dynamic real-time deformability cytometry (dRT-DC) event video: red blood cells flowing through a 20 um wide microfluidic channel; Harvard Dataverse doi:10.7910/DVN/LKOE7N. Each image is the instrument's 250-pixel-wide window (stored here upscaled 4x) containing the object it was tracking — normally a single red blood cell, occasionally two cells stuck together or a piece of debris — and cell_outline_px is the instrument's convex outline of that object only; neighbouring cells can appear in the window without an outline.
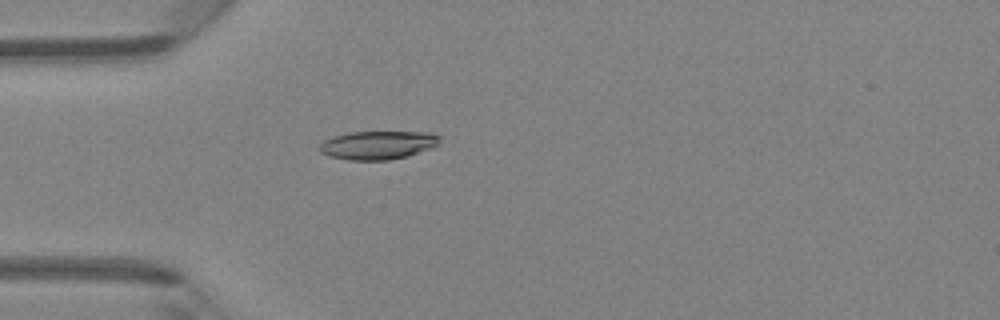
{"species": "Egyptian fruit bat (a non-hibernating species)", "species_latin": "Rousettus aegyptiacus", "temperature_condition": "room temperature", "stored_images_in_passage": 42, "camera_frame_rate_fps": 3000, "um_per_image_px": 0.085, "animal": {"sex": "female"}, "frame": {"image": 1, "passage_image": 9, "time_ms": 2.667, "image_size_px": [1000, 320], "cell_outline_px": [[440, 144], [432, 148], [408, 156], [388, 160], [348, 160], [328, 156], [320, 152], [316, 148], [324, 140], [332, 136], [352, 132], [424, 132], [440, 136]], "centroid_in_image_um": [32.09, 12.34], "position_along_channel_um": 52.9, "area_um2": 20.11}}
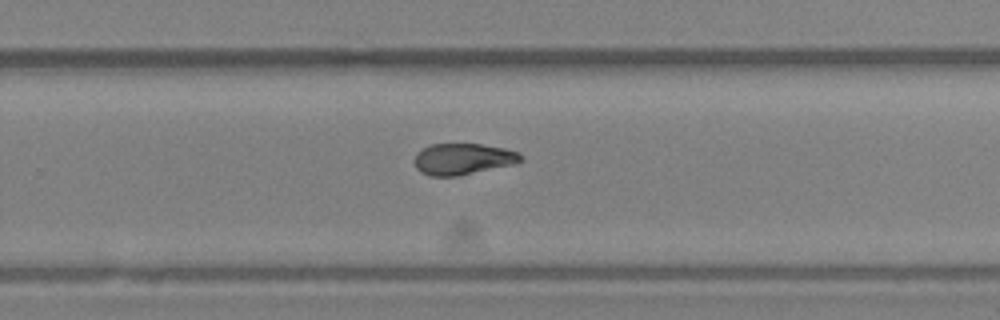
{"frame": {"image": 2, "passage_image": 26, "time_ms": 8.333, "image_size_px": [1000, 320], "cell_outline_px": [[524, 160], [516, 164], [456, 176], [432, 176], [420, 172], [416, 168], [416, 152], [432, 144], [480, 144], [504, 148], [516, 152], [524, 156]], "centroid_in_image_um": [39.39, 13.52], "position_along_channel_um": 290.4, "area_um2": 19.31}}
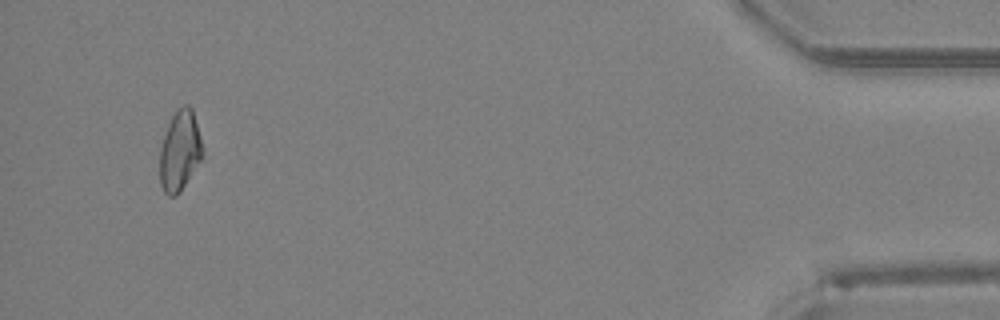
{"frame": {"image": 3, "passage_image": 40, "time_ms": 13.0, "image_size_px": [1000, 320], "cell_outline_px": [[204, 148], [200, 160], [180, 192], [176, 196], [168, 196], [164, 192], [160, 184], [160, 148], [168, 124], [172, 116], [184, 104], [188, 104], [192, 108]], "centroid_in_image_um": [15.28, 12.83], "position_along_channel_um": 419.9, "area_um2": 19.83}, "authors_computed_cell_mechanics": {"area_um2": 20.1144, "velocity_mm_per_s": 4.3535, "shape_relaxation_time_tau1_ms": 4.3337, "shape_relaxation_time_tau2_ms": 3.32, "deformation_change_tau1": 0.1672, "deformation_change_tau2": 0.0912}}